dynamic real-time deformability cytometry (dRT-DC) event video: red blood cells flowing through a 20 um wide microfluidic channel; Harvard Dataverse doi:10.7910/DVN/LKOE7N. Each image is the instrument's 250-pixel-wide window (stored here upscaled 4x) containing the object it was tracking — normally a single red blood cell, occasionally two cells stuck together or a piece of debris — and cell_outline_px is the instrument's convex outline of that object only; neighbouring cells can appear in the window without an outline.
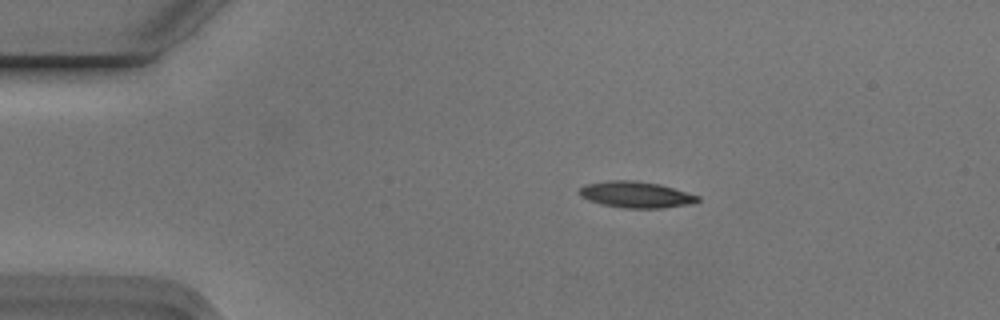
{"species": "Egyptian fruit bat (a non-hibernating species)", "species_latin": "Rousettus aegyptiacus", "temperature_condition": "cold", "stored_images_in_passage": 6, "camera_frame_rate_fps": 3000, "um_per_image_px": 0.085, "animal": {"sex": "male"}, "frame": {"image": 1, "passage_image": 2, "time_ms": 0.333, "image_size_px": [1000, 320], "cell_outline_px": [[700, 200], [692, 204], [660, 208], [624, 208], [600, 204], [588, 200], [580, 196], [580, 188], [584, 184], [608, 180], [636, 180], [660, 184], [700, 196]], "centroid_in_image_um": [54.05, 16.54], "position_along_channel_um": 31.0, "area_um2": 18.26}}
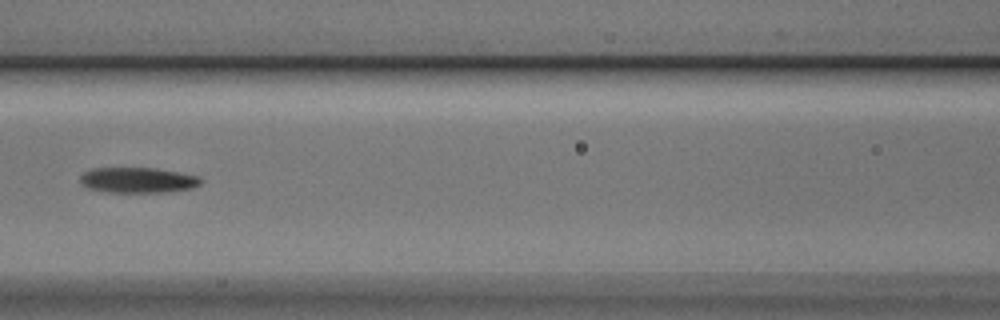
{"frame": {"image": 2, "passage_image": 6, "time_ms": 1.667, "image_size_px": [1000, 320], "cell_outline_px": [[204, 180], [200, 184], [192, 188], [168, 192], [104, 192], [88, 188], [80, 184], [80, 176], [84, 172], [92, 168], [156, 168], [200, 176]], "centroid_in_image_um": [11.72, 15.31], "position_along_channel_um": 154.9, "area_um2": 18.09}}